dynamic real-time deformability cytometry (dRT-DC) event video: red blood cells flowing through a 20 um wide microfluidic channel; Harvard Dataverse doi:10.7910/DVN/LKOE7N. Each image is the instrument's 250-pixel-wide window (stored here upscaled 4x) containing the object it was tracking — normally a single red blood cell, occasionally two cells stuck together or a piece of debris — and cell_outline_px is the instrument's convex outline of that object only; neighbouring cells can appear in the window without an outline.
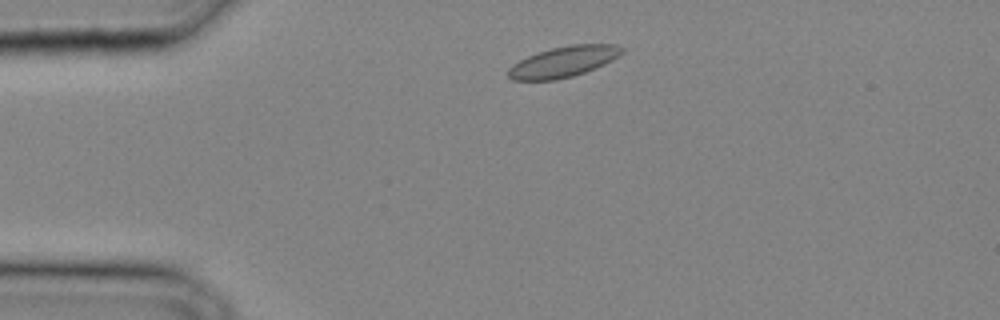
{"species": "common noctule bat (a hibernating species)", "species_latin": "Nyctalus noctula", "temperature_condition": "cold", "stored_images_in_passage": 25, "camera_frame_rate_fps": 3000, "um_per_image_px": 0.085, "animal": {"sex": "male", "body_mass_g": 20.4}, "frame": {"image": 1, "passage_image": 3, "time_ms": 0.667, "image_size_px": [1000, 320], "cell_outline_px": [[624, 52], [612, 60], [604, 64], [584, 72], [572, 76], [556, 80], [512, 80], [508, 76], [508, 68], [512, 64], [528, 56], [552, 48], [572, 44], [616, 44], [624, 48]], "centroid_in_image_um": [47.9, 5.24], "position_along_channel_um": 37.1, "area_um2": 20.23}}
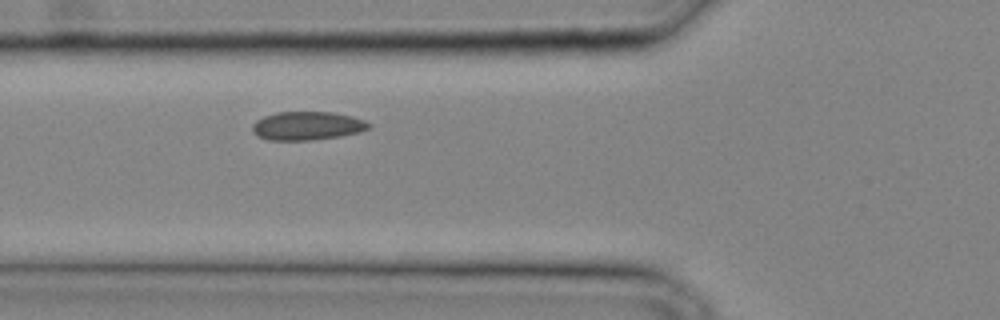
{"frame": {"image": 2, "passage_image": 8, "time_ms": 2.333, "image_size_px": [1000, 320], "cell_outline_px": [[372, 128], [360, 132], [340, 136], [312, 140], [268, 140], [252, 132], [252, 124], [256, 120], [264, 116], [276, 112], [332, 112], [352, 116], [364, 120], [372, 124]], "centroid_in_image_um": [26.14, 10.69], "position_along_channel_um": 99.7, "area_um2": 19.48}}
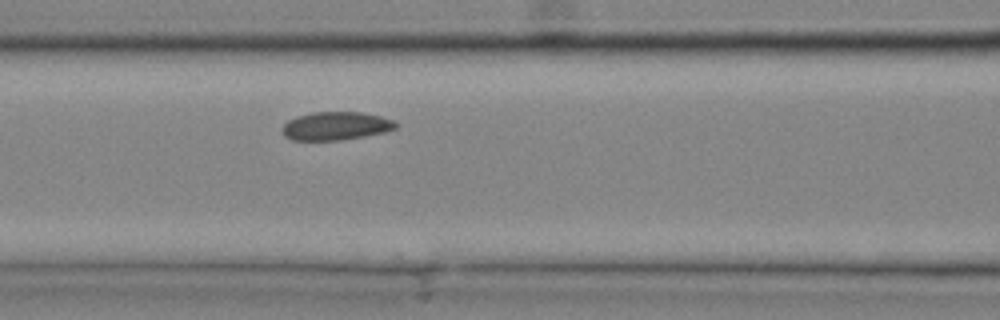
{"frame": {"image": 3, "passage_image": 10, "time_ms": 3.0, "image_size_px": [1000, 320], "cell_outline_px": [[400, 124], [396, 128], [384, 132], [344, 140], [292, 140], [284, 136], [284, 124], [288, 120], [296, 116], [312, 112], [360, 112], [380, 116], [392, 120]], "centroid_in_image_um": [28.56, 10.7], "position_along_channel_um": 138.0, "area_um2": 18.67}}